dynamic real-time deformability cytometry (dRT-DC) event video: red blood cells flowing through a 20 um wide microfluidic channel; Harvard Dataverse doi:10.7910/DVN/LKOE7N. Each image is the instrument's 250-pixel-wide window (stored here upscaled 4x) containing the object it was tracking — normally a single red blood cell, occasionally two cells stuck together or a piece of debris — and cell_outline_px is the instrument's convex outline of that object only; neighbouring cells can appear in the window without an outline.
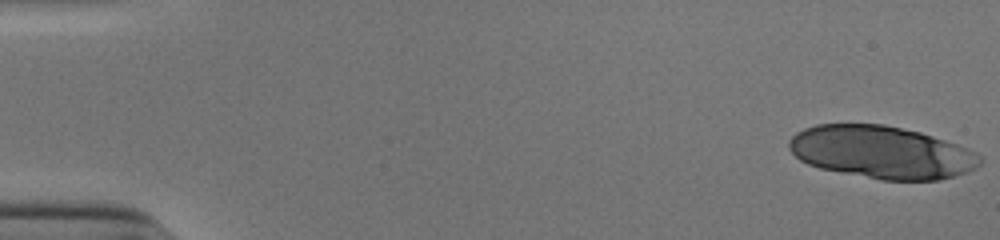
{"species": "human", "species_latin": "Homo sapiens", "temperature_condition": "cold", "stored_images_in_passage": 18, "camera_frame_rate_fps": 3000, "um_per_image_px": 0.085, "donor": {"sex": "male"}, "frame": {"image": 1, "passage_image": 1, "time_ms": 0.0, "image_size_px": [1000, 240], "cell_outline_px": [[984, 160], [976, 168], [940, 180], [880, 180], [820, 168], [808, 164], [800, 160], [788, 148], [788, 140], [796, 132], [804, 128], [816, 124], [884, 124], [920, 132], [968, 148], [976, 152]], "centroid_in_image_um": [74.92, 12.93], "position_along_channel_um": 10.1, "area_um2": 58.55}}